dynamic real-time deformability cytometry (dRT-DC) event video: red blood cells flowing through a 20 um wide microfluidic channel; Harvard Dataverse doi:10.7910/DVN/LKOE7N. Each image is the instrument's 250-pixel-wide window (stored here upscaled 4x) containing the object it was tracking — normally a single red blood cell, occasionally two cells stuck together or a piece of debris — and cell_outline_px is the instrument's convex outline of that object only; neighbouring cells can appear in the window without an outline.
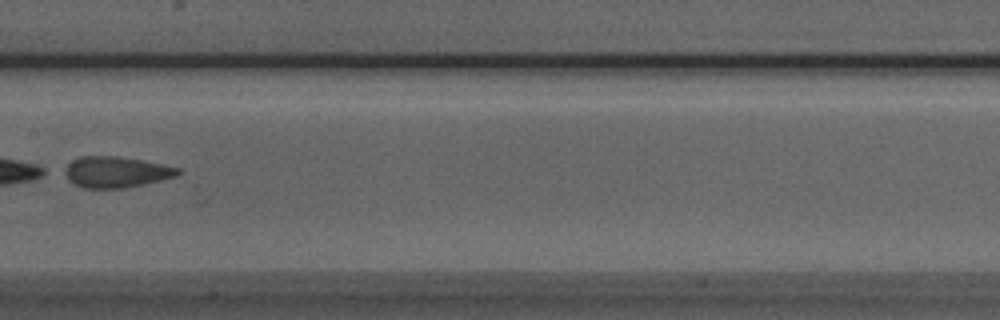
{"species": "Egyptian fruit bat (a non-hibernating species)", "species_latin": "Rousettus aegyptiacus", "temperature_condition": "room temperature", "stored_images_in_passage": 7, "camera_frame_rate_fps": 3000, "um_per_image_px": 0.085, "animal": {"sex": "male"}, "frame": {"image": 1, "passage_image": 6, "time_ms": 1.667, "image_size_px": [1000, 320], "cell_outline_px": [[184, 172], [176, 176], [144, 184], [124, 188], [84, 188], [68, 180], [60, 172], [72, 160], [80, 156], [116, 156], [144, 160], [164, 164], [180, 168]], "centroid_in_image_um": [9.86, 14.61], "position_along_channel_um": 197.5, "area_um2": 20.75}}
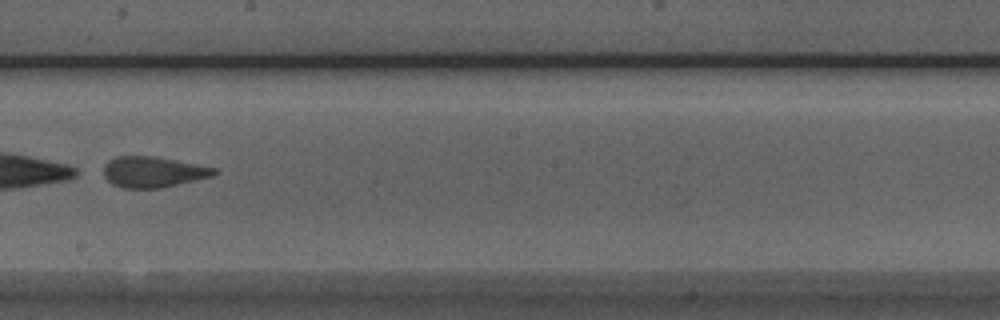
{"frame": {"image": 2, "passage_image": 7, "time_ms": 2.0, "image_size_px": [1000, 320], "cell_outline_px": [[220, 172], [212, 176], [196, 180], [160, 188], [120, 188], [112, 184], [104, 176], [104, 164], [108, 160], [116, 156], [156, 156], [216, 168]], "centroid_in_image_um": [13.0, 14.61], "position_along_channel_um": 235.2, "area_um2": 19.94}}